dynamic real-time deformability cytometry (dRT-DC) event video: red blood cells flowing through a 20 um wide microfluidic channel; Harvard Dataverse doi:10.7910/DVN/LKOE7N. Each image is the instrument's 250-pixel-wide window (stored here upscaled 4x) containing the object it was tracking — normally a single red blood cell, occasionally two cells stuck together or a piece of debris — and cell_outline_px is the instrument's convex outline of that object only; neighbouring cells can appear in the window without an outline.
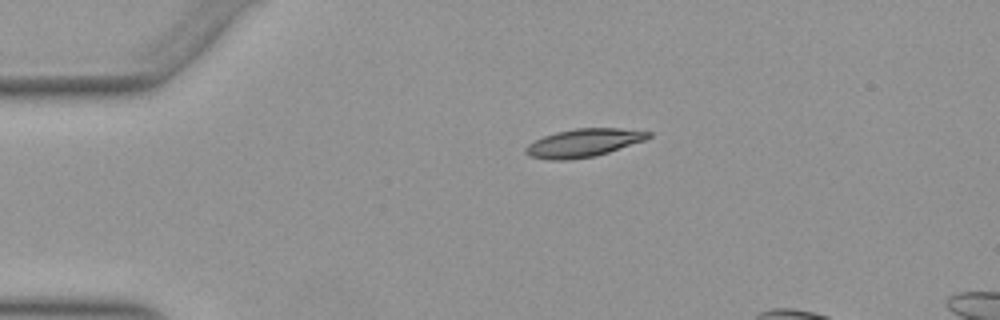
{"species": "Egyptian fruit bat (a non-hibernating species)", "species_latin": "Rousettus aegyptiacus", "temperature_condition": "warm", "stored_images_in_passage": 37, "camera_frame_rate_fps": 3000, "um_per_image_px": 0.085, "animal": {"sex": "female"}, "frame": {"image": 1, "passage_image": 1, "time_ms": 0.0, "image_size_px": [1000, 320], "cell_outline_px": [[652, 136], [644, 140], [596, 156], [568, 160], [548, 160], [528, 156], [524, 152], [524, 148], [528, 144], [544, 136], [556, 132], [576, 128], [620, 128], [652, 132]], "centroid_in_image_um": [49.57, 12.15], "position_along_channel_um": 35.4, "area_um2": 20.11}}
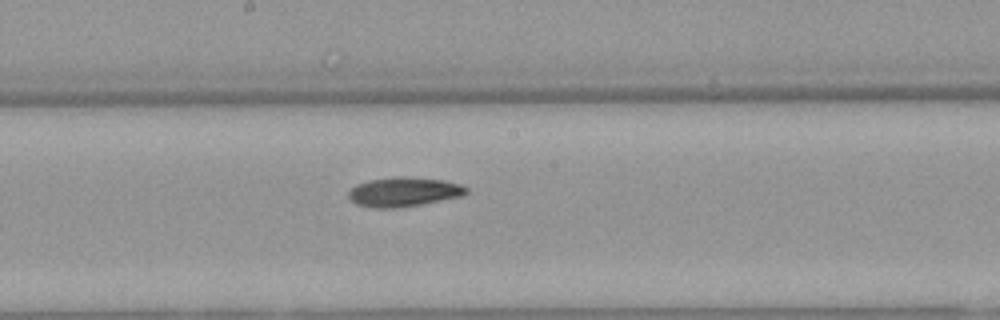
{"frame": {"image": 2, "passage_image": 18, "time_ms": 5.667, "image_size_px": [1000, 320], "cell_outline_px": [[468, 192], [464, 196], [400, 208], [372, 208], [356, 204], [348, 196], [348, 192], [356, 184], [368, 180], [444, 180], [460, 184], [468, 188]], "centroid_in_image_um": [34.33, 16.38], "position_along_channel_um": 213.9, "area_um2": 19.19}}
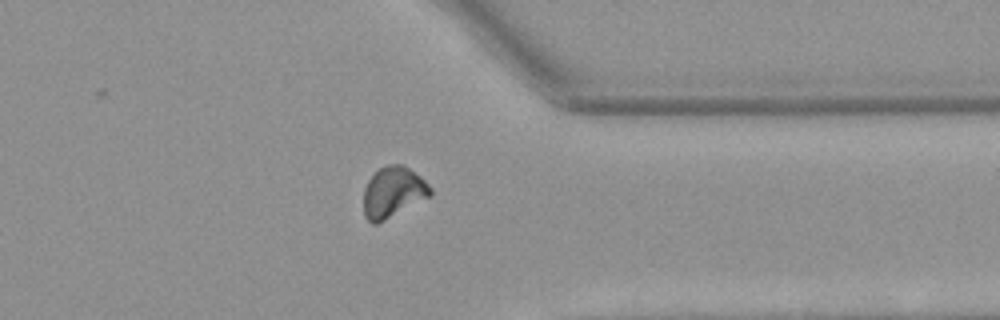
{"frame": {"image": 3, "passage_image": 31, "time_ms": 10.0, "image_size_px": [1000, 320], "cell_outline_px": [[432, 196], [376, 224], [372, 224], [364, 216], [364, 188], [372, 172], [388, 164], [404, 164], [420, 176], [432, 188]], "centroid_in_image_um": [33.41, 16.32], "position_along_channel_um": 378.0, "area_um2": 19.94}, "authors_computed_cell_mechanics": {"area_um2": 19.7098, "velocity_mm_per_s": 3.9252, "shape_relaxation_time_tau1_ms": 5.319, "shape_relaxation_time_tau2_ms": 10.4727, "deformation_change_tau1": 0.1637, "deformation_change_tau2": 0.1661}}